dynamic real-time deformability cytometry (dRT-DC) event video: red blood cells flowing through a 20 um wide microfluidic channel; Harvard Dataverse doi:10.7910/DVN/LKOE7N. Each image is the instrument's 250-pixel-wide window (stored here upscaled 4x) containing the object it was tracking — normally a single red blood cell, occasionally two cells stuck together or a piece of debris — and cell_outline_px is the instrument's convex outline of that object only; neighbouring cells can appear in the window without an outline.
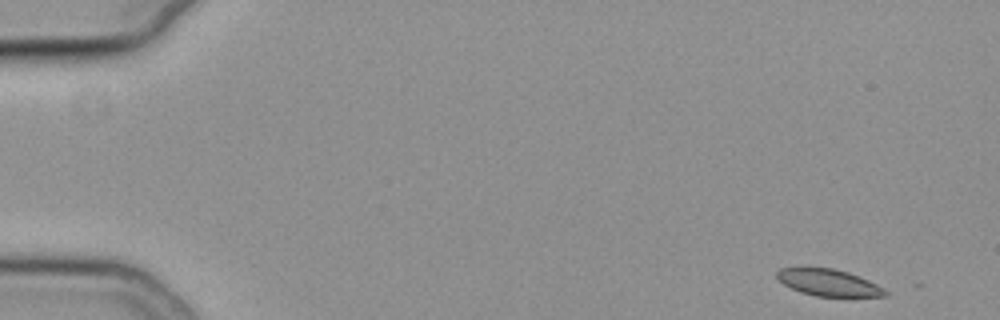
{"species": "common noctule bat (a hibernating species)", "species_latin": "Nyctalus noctula", "temperature_condition": "cold", "stored_images_in_passage": 22, "camera_frame_rate_fps": 3000, "um_per_image_px": 0.085, "animal": {"sex": "female", "body_mass_g": 19.3, "forearm_length_mm": 54.1}, "frame": {"image": 1, "passage_image": 1, "time_ms": 0.0, "image_size_px": [1000, 320], "cell_outline_px": [[888, 296], [816, 296], [800, 292], [784, 284], [776, 276], [776, 272], [780, 268], [832, 268], [848, 272], [868, 280], [876, 284], [888, 292]], "centroid_in_image_um": [70.42, 24.02], "position_along_channel_um": 14.6, "area_um2": 16.59}}
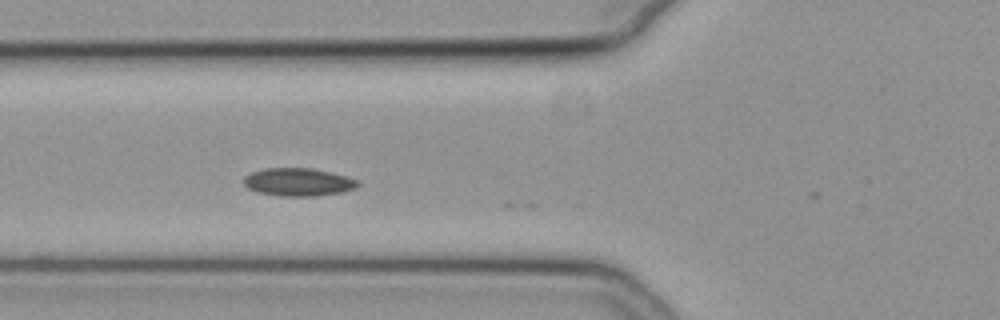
{"frame": {"image": 2, "passage_image": 19, "time_ms": 6.0, "image_size_px": [1000, 320], "cell_outline_px": [[360, 184], [356, 188], [340, 192], [316, 196], [280, 196], [256, 192], [248, 188], [244, 184], [244, 176], [252, 172], [264, 168], [312, 168], [332, 172], [360, 180]], "centroid_in_image_um": [25.37, 15.47], "position_along_channel_um": 100.4, "area_um2": 18.73}}